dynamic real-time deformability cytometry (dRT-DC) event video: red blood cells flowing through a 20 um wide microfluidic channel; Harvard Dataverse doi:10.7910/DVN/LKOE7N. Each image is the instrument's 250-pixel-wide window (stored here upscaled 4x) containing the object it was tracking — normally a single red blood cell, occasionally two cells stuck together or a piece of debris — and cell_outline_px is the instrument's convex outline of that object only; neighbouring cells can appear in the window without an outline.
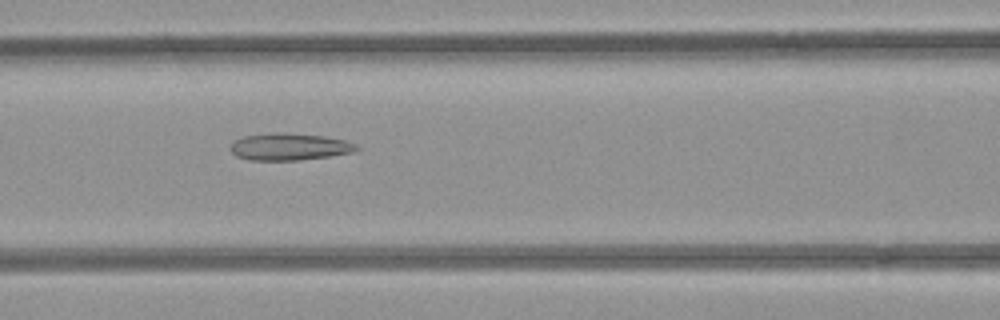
{"species": "common noctule bat (a hibernating species)", "species_latin": "Nyctalus noctula", "temperature_condition": "room temperature", "stored_images_in_passage": 53, "camera_frame_rate_fps": 3000, "um_per_image_px": 0.085, "animal": {"sex": "female", "body_mass_g": 21.9}, "frame": {"image": 1, "passage_image": 23, "time_ms": 7.333, "image_size_px": [1000, 320], "cell_outline_px": [[360, 148], [352, 152], [328, 156], [300, 160], [248, 160], [236, 156], [228, 148], [232, 140], [244, 136], [276, 132], [284, 132], [324, 136], [344, 140], [356, 144]], "centroid_in_image_um": [24.54, 12.47], "position_along_channel_um": 142.1, "area_um2": 20.0}}
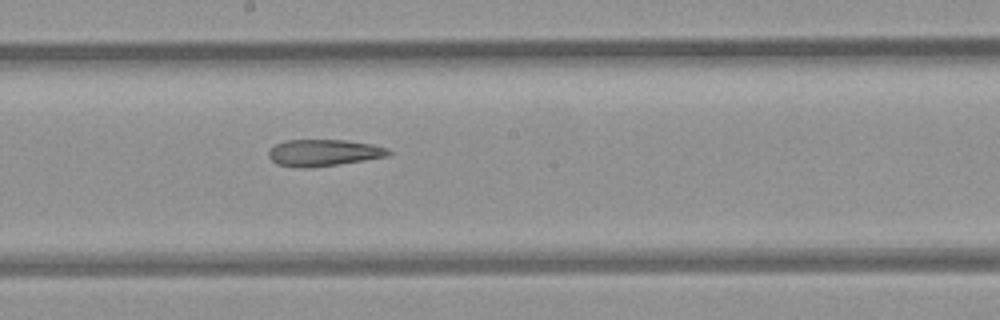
{"frame": {"image": 2, "passage_image": 29, "time_ms": 9.333, "image_size_px": [1000, 320], "cell_outline_px": [[392, 152], [388, 156], [364, 160], [312, 168], [296, 168], [276, 164], [268, 156], [268, 152], [276, 144], [284, 140], [348, 140], [372, 144], [388, 148]], "centroid_in_image_um": [27.5, 12.99], "position_along_channel_um": 220.7, "area_um2": 18.79}}
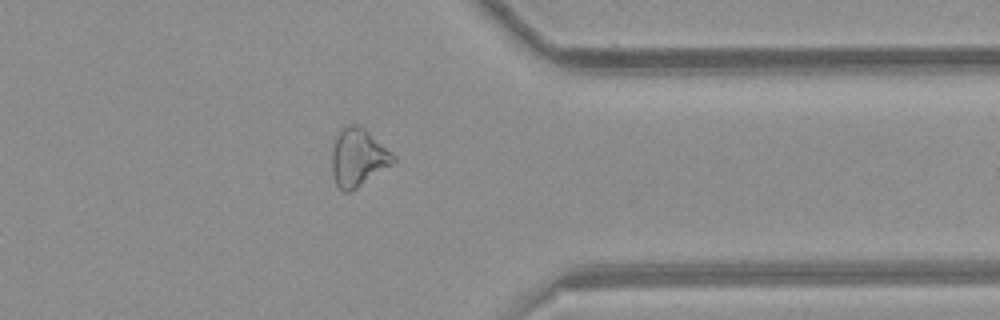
{"frame": {"image": 3, "passage_image": 42, "time_ms": 13.667, "image_size_px": [1000, 320], "cell_outline_px": [[396, 160], [392, 164], [356, 188], [348, 192], [344, 192], [336, 184], [332, 172], [332, 148], [340, 132], [348, 124], [352, 124], [364, 128], [392, 152], [396, 156]], "centroid_in_image_um": [30.45, 13.4], "position_along_channel_um": 381.0, "area_um2": 20.23}, "authors_computed_cell_mechanics": {"area_um2": 22.3686, "velocity_mm_per_s": 3.9372, "shape_relaxation_time_tau1_ms": null, "shape_relaxation_time_tau2_ms": 6.4327, "deformation_change_tau1": null, "deformation_change_tau2": 0.1863}}